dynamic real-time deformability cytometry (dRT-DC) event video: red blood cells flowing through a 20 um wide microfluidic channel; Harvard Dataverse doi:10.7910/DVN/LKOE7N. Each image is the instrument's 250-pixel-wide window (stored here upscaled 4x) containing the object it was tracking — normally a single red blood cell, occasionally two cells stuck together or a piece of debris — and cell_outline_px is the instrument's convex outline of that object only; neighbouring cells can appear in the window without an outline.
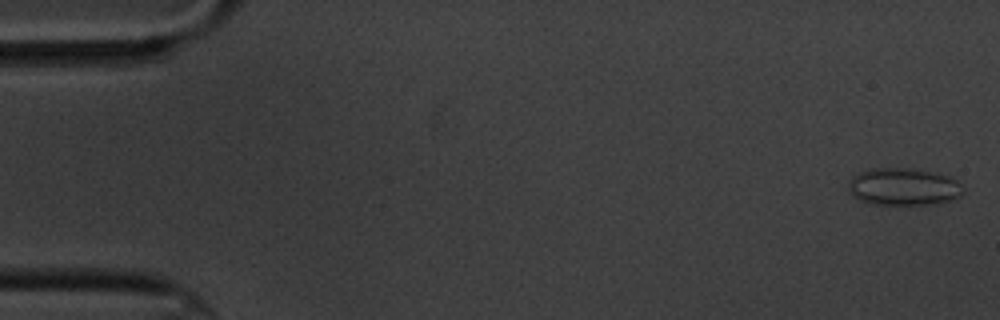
{"species": "common noctule bat (a hibernating species)", "species_latin": "Nyctalus noctula", "temperature_condition": "cold", "stored_images_in_passage": 11, "camera_frame_rate_fps": 3000, "um_per_image_px": 0.085, "animal": {"sex": "male", "body_mass_g": 20.1, "forearm_length_mm": 53.5}, "frame": {"image": 1, "passage_image": 1, "time_ms": 0.0, "image_size_px": [1000, 320], "cell_outline_px": [[964, 192], [960, 196], [952, 200], [936, 204], [896, 208], [872, 204], [860, 200], [852, 196], [848, 192], [848, 184], [852, 176], [860, 172], [872, 168], [912, 168], [936, 172], [948, 176], [956, 180], [964, 188]], "centroid_in_image_um": [76.8, 15.93], "position_along_channel_um": 8.2, "area_um2": 26.18}}
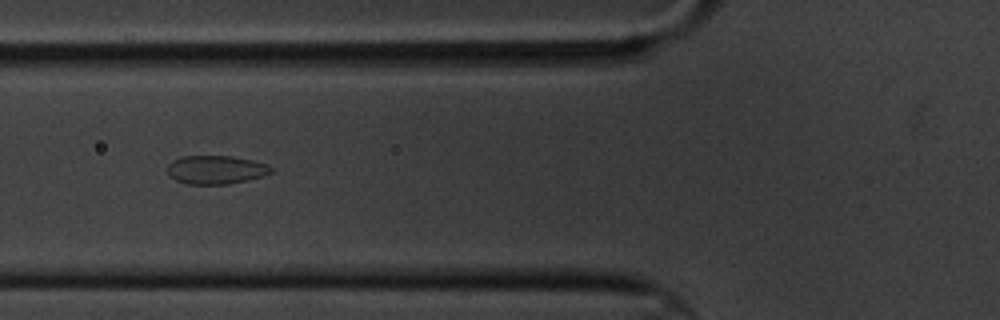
{"frame": {"image": 2, "passage_image": 6, "time_ms": 6.667, "image_size_px": [1000, 320], "cell_outline_px": [[272, 172], [264, 176], [248, 180], [228, 184], [188, 184], [176, 180], [168, 172], [168, 164], [172, 160], [180, 156], [232, 156], [252, 160], [264, 164], [272, 168]], "centroid_in_image_um": [18.35, 14.42], "position_along_channel_um": 107.5, "area_um2": 17.17}}
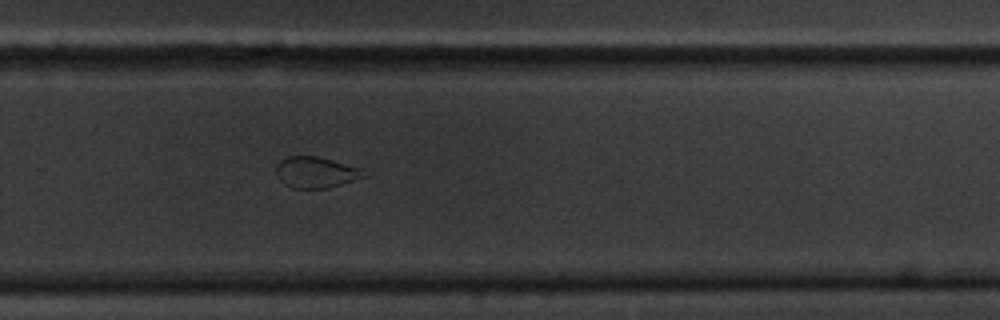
{"frame": {"image": 3, "passage_image": 11, "time_ms": 12.333, "image_size_px": [1000, 320], "cell_outline_px": [[368, 176], [328, 188], [292, 188], [284, 184], [276, 176], [276, 164], [280, 160], [288, 156], [316, 156], [364, 168]], "centroid_in_image_um": [26.87, 14.64], "position_along_channel_um": 302.9, "area_um2": 16.13}}